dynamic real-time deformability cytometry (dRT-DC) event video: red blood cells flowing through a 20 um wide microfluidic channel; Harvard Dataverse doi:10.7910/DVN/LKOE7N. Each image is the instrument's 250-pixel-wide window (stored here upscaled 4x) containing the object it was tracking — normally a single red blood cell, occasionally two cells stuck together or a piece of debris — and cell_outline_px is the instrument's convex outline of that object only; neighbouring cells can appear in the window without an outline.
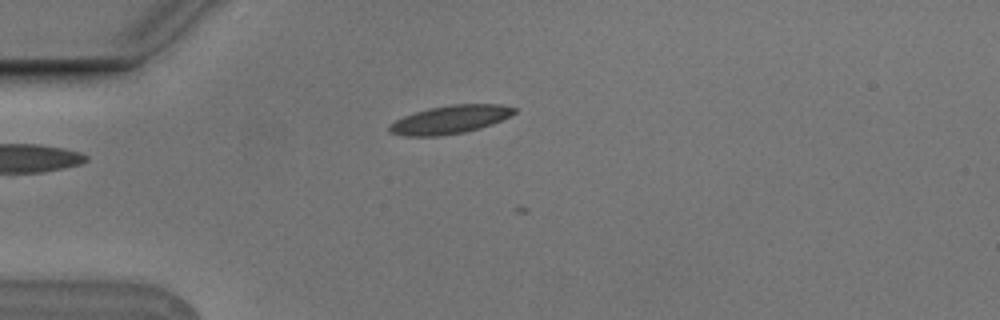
{"species": "Egyptian fruit bat (a non-hibernating species)", "species_latin": "Rousettus aegyptiacus", "temperature_condition": "cold", "stored_images_in_passage": 5, "camera_frame_rate_fps": 3000, "um_per_image_px": 0.085, "animal": {"sex": "male"}, "frame": {"image": 1, "passage_image": 5, "time_ms": 1.333, "image_size_px": [1000, 320], "cell_outline_px": [[516, 112], [492, 124], [480, 128], [464, 132], [440, 136], [404, 136], [388, 132], [388, 124], [404, 116], [428, 108], [452, 104], [500, 104], [516, 108]], "centroid_in_image_um": [38.22, 10.16], "position_along_channel_um": 46.8, "area_um2": 20.52}}